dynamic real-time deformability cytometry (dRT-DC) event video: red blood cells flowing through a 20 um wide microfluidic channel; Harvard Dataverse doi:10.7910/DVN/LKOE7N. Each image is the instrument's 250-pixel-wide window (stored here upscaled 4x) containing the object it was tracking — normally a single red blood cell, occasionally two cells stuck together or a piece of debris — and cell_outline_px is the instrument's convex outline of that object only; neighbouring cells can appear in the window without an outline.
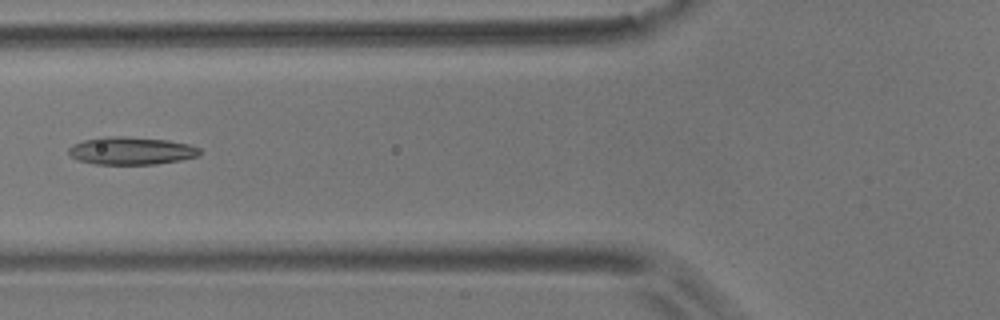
{"species": "common noctule bat (a hibernating species)", "species_latin": "Nyctalus noctula", "temperature_condition": "room temperature", "stored_images_in_passage": 10, "camera_frame_rate_fps": 3000, "um_per_image_px": 0.085, "animal": {"sex": "male", "body_mass_g": 17.9}, "frame": {"image": 1, "passage_image": 6, "time_ms": 1.667, "image_size_px": [1000, 320], "cell_outline_px": [[200, 156], [180, 160], [156, 164], [96, 164], [76, 160], [68, 152], [68, 148], [72, 144], [84, 140], [104, 136], [124, 136], [168, 140], [188, 144], [200, 148]], "centroid_in_image_um": [11.14, 12.81], "position_along_channel_um": 114.7, "area_um2": 21.27}}
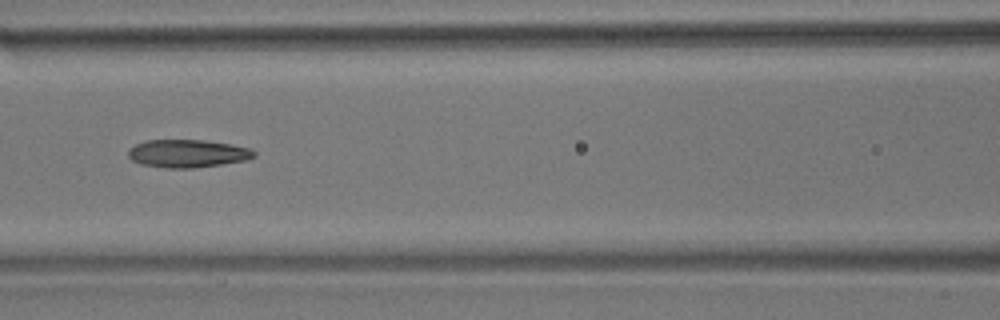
{"frame": {"image": 2, "passage_image": 7, "time_ms": 2.0, "image_size_px": [1000, 320], "cell_outline_px": [[256, 156], [244, 160], [220, 164], [192, 168], [164, 168], [140, 164], [132, 160], [128, 156], [128, 148], [144, 140], [204, 140], [232, 144], [252, 148], [256, 152]], "centroid_in_image_um": [15.92, 13.04], "position_along_channel_um": 150.7, "area_um2": 20.58}}